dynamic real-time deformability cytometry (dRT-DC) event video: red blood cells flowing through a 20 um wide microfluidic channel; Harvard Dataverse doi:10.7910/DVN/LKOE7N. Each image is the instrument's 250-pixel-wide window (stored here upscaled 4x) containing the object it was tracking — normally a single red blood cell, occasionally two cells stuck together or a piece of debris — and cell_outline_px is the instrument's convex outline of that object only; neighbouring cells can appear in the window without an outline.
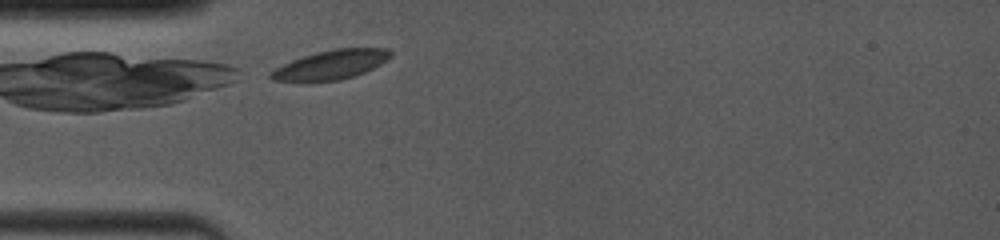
{"species": "common noctule bat (a hibernating species)", "species_latin": "Nyctalus noctula", "temperature_condition": "room temperature", "stored_images_in_passage": 6, "camera_frame_rate_fps": 4000, "um_per_image_px": 0.085, "animal": {"sex": "female", "body_mass_g": 19.0, "forearm_length_mm": 53.3}, "frame": {"image": 1, "passage_image": 1, "time_ms": 0.0, "image_size_px": [1000, 240], "cell_outline_px": [[392, 56], [388, 60], [356, 76], [340, 80], [308, 84], [272, 80], [268, 76], [268, 72], [292, 60], [316, 52], [336, 48], [388, 48], [392, 52]], "centroid_in_image_um": [28.09, 5.55], "position_along_channel_um": 56.9, "area_um2": 21.1}}
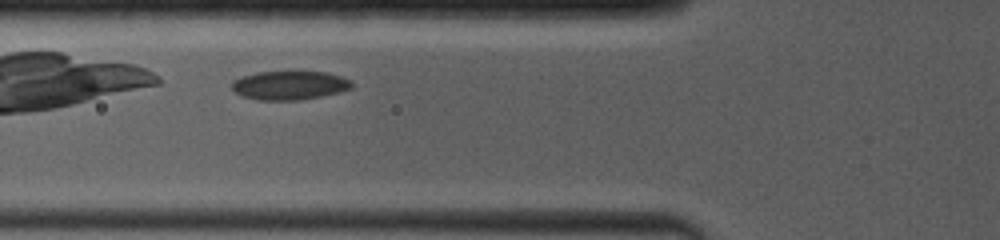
{"frame": {"image": 2, "passage_image": 4, "time_ms": 1.25, "image_size_px": [1000, 240], "cell_outline_px": [[352, 88], [340, 92], [300, 100], [256, 100], [240, 96], [232, 88], [232, 80], [240, 76], [256, 72], [328, 72], [340, 76], [348, 80], [352, 84]], "centroid_in_image_um": [24.56, 7.26], "position_along_channel_um": 101.2, "area_um2": 20.17}}
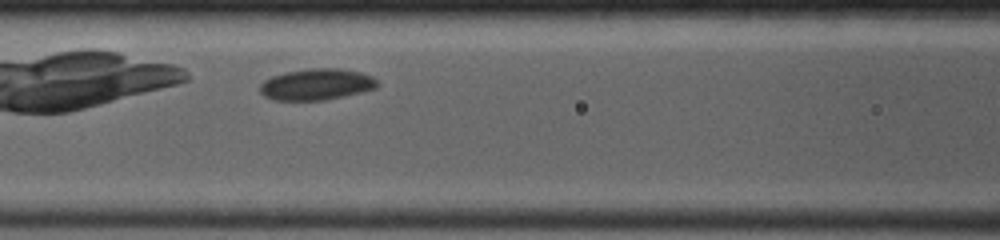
{"frame": {"image": 3, "passage_image": 6, "time_ms": 2.25, "image_size_px": [1000, 240], "cell_outline_px": [[376, 88], [360, 92], [324, 100], [276, 100], [264, 96], [260, 92], [260, 84], [264, 80], [272, 76], [284, 72], [312, 68], [340, 68], [360, 72], [372, 76], [376, 80]], "centroid_in_image_um": [26.87, 7.16], "position_along_channel_um": 139.7, "area_um2": 21.27}}